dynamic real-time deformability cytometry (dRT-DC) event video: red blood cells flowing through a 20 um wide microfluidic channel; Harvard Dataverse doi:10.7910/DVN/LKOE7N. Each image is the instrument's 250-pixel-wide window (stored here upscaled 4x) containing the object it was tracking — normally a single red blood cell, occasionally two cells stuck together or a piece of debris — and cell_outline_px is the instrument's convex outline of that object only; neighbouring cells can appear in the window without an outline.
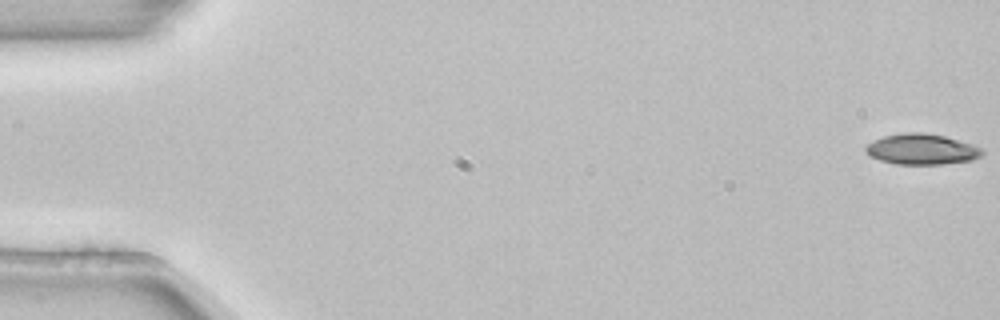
{"species": "common noctule bat (a hibernating species)", "species_latin": "Nyctalus noctula", "temperature_condition": "room temperature", "stored_images_in_passage": 4, "camera_frame_rate_fps": 3000, "um_per_image_px": 0.085, "animal": {"sex": "female", "body_mass_g": 22.7, "forearm_length_mm": 54.2}, "frame": {"image": 1, "passage_image": 1, "time_ms": 0.0, "image_size_px": [1000, 320], "cell_outline_px": [[984, 152], [980, 156], [972, 160], [940, 164], [896, 164], [880, 160], [868, 156], [864, 152], [864, 148], [872, 140], [884, 136], [904, 132], [924, 132], [944, 136], [972, 144], [984, 148]], "centroid_in_image_um": [78.31, 12.68], "position_along_channel_um": 6.7, "area_um2": 20.98}}
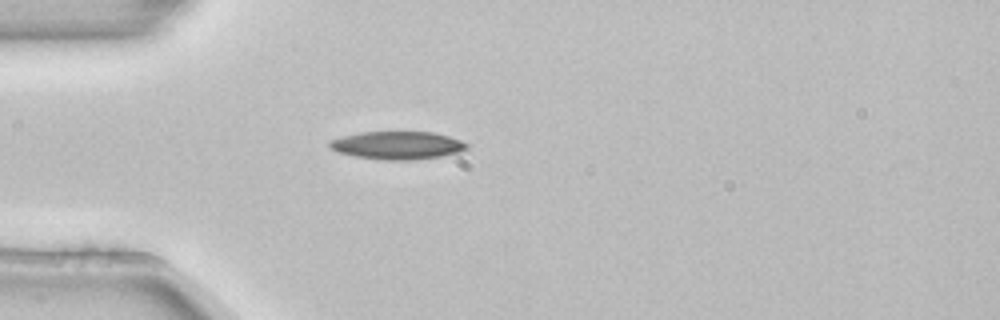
{"frame": {"image": 2, "passage_image": 4, "time_ms": 1.0, "image_size_px": [1000, 320], "cell_outline_px": [[468, 148], [460, 152], [440, 156], [416, 160], [384, 160], [356, 156], [336, 152], [328, 148], [328, 140], [360, 132], [432, 132], [448, 136], [460, 140], [468, 144]], "centroid_in_image_um": [33.75, 12.36], "position_along_channel_um": 51.3, "area_um2": 22.43}}